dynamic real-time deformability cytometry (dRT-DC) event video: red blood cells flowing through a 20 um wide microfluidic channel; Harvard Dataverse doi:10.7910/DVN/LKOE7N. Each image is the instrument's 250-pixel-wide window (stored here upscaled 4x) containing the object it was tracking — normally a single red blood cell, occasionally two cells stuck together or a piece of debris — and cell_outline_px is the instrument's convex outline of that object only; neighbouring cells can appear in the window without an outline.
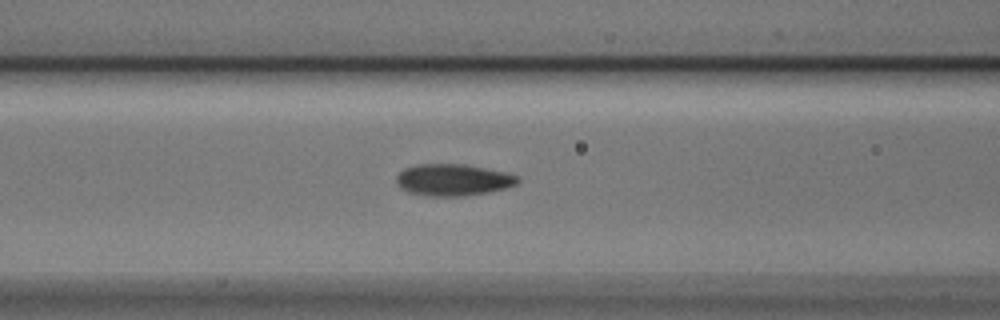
{"species": "Egyptian fruit bat (a non-hibernating species)", "species_latin": "Rousettus aegyptiacus", "temperature_condition": "cold", "stored_images_in_passage": 43, "camera_frame_rate_fps": 3000, "um_per_image_px": 0.085, "animal": {"sex": "male"}, "frame": {"image": 1, "passage_image": 13, "time_ms": 4.0, "image_size_px": [1000, 320], "cell_outline_px": [[520, 180], [516, 184], [504, 188], [464, 196], [424, 196], [408, 192], [400, 188], [396, 184], [396, 176], [404, 168], [416, 164], [464, 164], [504, 172], [516, 176]], "centroid_in_image_um": [38.42, 15.29], "position_along_channel_um": 128.2, "area_um2": 22.31}}
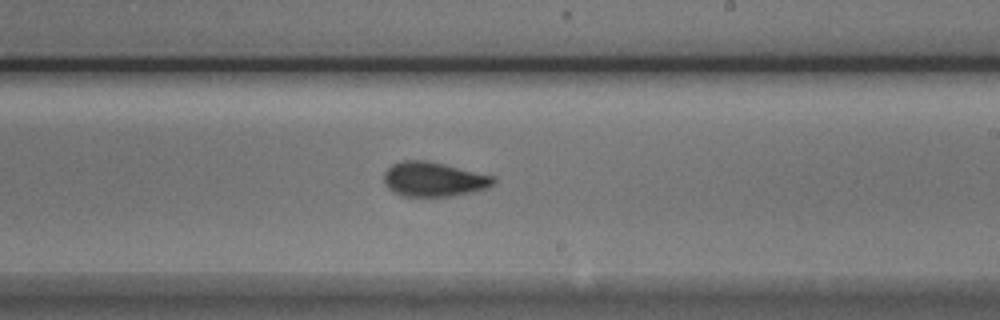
{"frame": {"image": 2, "passage_image": 23, "time_ms": 7.333, "image_size_px": [1000, 320], "cell_outline_px": [[496, 180], [488, 188], [456, 196], [400, 196], [392, 192], [384, 184], [384, 172], [392, 164], [400, 160], [424, 160], [444, 164], [496, 176]], "centroid_in_image_um": [36.85, 15.24], "position_along_channel_um": 252.1, "area_um2": 22.31}}
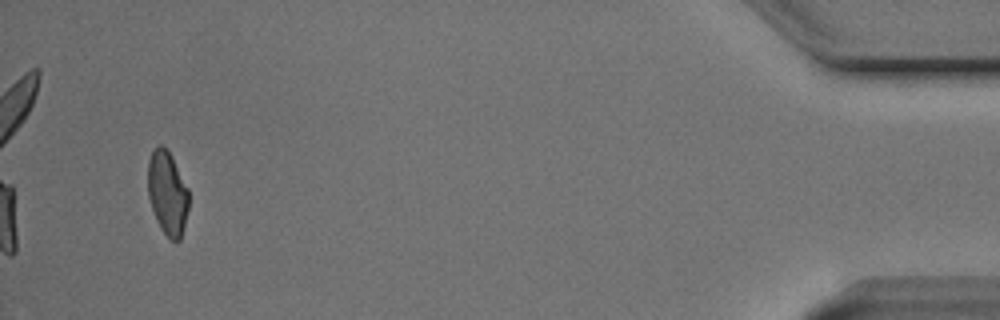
{"frame": {"image": 3, "passage_image": 43, "time_ms": 14.0, "image_size_px": [1000, 320], "cell_outline_px": [[188, 208], [180, 240], [172, 240], [160, 228], [156, 220], [148, 196], [148, 160], [152, 152], [160, 144], [172, 156], [188, 188]], "centroid_in_image_um": [14.22, 16.4], "position_along_channel_um": 421.0, "area_um2": 19.65}, "authors_computed_cell_mechanics": {"area_um2": 21.7328, "velocity_mm_per_s": 3.7259, "shape_relaxation_time_tau1_ms": 3.6119, "shape_relaxation_time_tau2_ms": 1.7257, "deformation_change_tau1": 0.1102, "deformation_change_tau2": 0.0686}}